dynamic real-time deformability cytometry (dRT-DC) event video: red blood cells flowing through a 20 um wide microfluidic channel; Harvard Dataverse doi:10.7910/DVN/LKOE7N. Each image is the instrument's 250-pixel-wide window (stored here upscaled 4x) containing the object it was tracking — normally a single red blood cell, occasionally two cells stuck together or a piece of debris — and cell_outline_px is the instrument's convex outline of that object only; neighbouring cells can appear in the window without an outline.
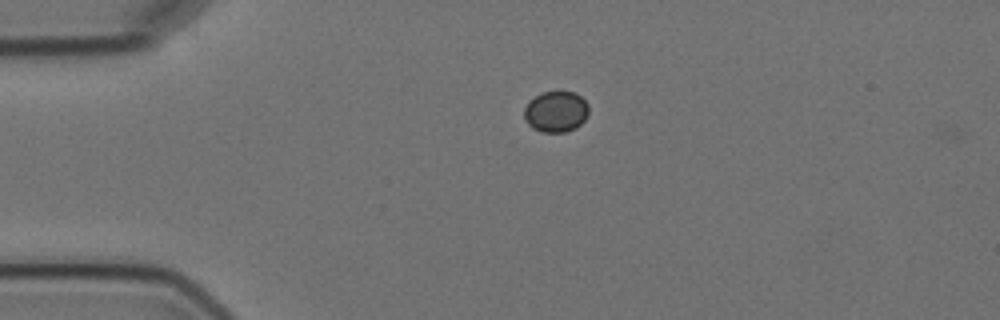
{"species": "Egyptian fruit bat (a non-hibernating species)", "species_latin": "Rousettus aegyptiacus", "temperature_condition": "cold", "stored_images_in_passage": 2, "camera_frame_rate_fps": 3000, "um_per_image_px": 0.085, "animal": {"sex": "female"}, "frame": {"image": 1, "passage_image": 1, "time_ms": 0.0, "image_size_px": [1000, 320], "cell_outline_px": [[588, 112], [584, 120], [576, 128], [564, 132], [544, 132], [532, 128], [524, 120], [524, 108], [528, 100], [544, 92], [576, 92], [588, 104]], "centroid_in_image_um": [47.23, 9.49], "position_along_channel_um": 37.8, "area_um2": 15.43}}